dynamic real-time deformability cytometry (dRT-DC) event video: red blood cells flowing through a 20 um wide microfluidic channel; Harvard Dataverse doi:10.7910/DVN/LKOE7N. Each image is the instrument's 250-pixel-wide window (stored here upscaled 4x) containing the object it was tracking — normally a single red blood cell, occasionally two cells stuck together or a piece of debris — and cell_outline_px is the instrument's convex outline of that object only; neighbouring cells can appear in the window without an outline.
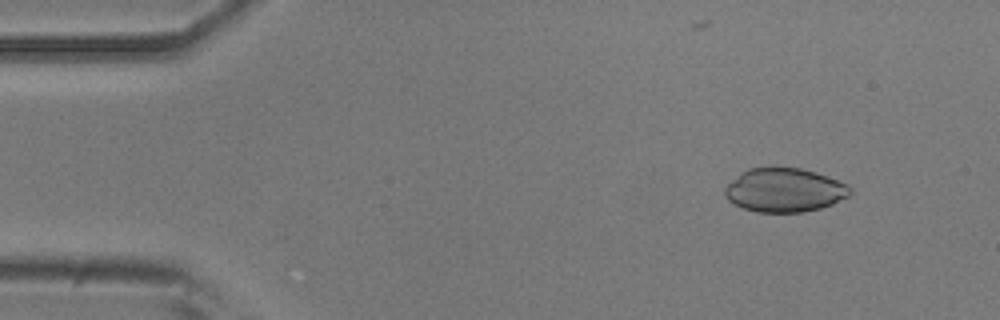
{"species": "common noctule bat (a hibernating species)", "species_latin": "Nyctalus noctula", "temperature_condition": "room temperature", "stored_images_in_passage": 51, "camera_frame_rate_fps": 3000, "um_per_image_px": 0.085, "animal": {"sex": "male", "body_mass_g": 20.5, "forearm_length_mm": 52.5}, "frame": {"image": 1, "passage_image": 5, "time_ms": 1.333, "image_size_px": [1000, 320], "cell_outline_px": [[852, 192], [848, 196], [832, 204], [820, 208], [804, 212], [756, 212], [744, 208], [728, 200], [724, 196], [724, 188], [740, 172], [748, 168], [772, 164], [776, 164], [800, 168], [816, 172], [848, 184], [852, 188]], "centroid_in_image_um": [66.66, 16.11], "position_along_channel_um": 18.3, "area_um2": 32.77}}
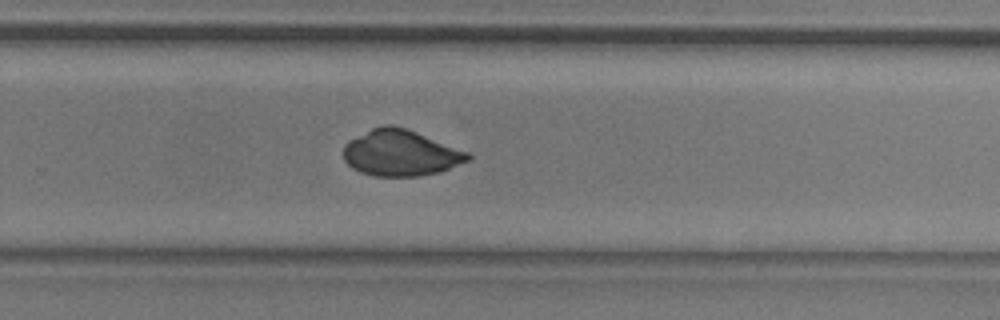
{"frame": {"image": 2, "passage_image": 33, "time_ms": 10.667, "image_size_px": [1000, 320], "cell_outline_px": [[472, 160], [440, 172], [416, 176], [376, 176], [360, 172], [352, 168], [344, 160], [344, 144], [348, 140], [372, 128], [384, 124], [392, 124], [416, 132], [468, 152], [472, 156]], "centroid_in_image_um": [34.05, 13.0], "position_along_channel_um": 295.8, "area_um2": 33.41}}
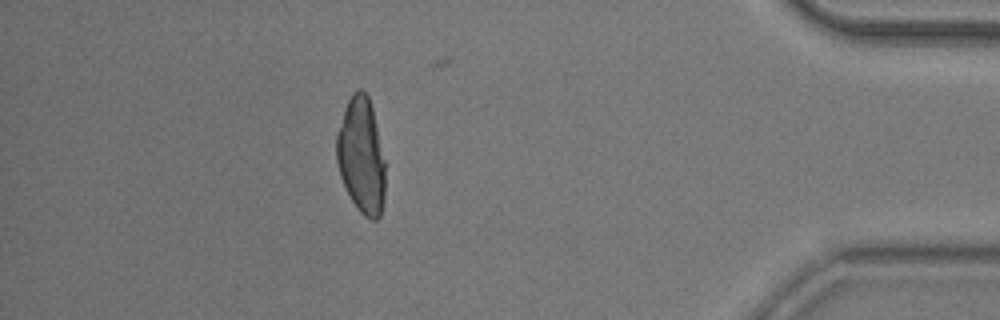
{"frame": {"image": 3, "passage_image": 45, "time_ms": 14.667, "image_size_px": [1000, 320], "cell_outline_px": [[384, 204], [380, 216], [376, 220], [372, 220], [364, 216], [360, 212], [352, 200], [340, 176], [336, 160], [336, 136], [344, 108], [352, 92], [360, 88], [368, 96], [372, 108], [384, 160]], "centroid_in_image_um": [30.7, 13.24], "position_along_channel_um": 404.5, "area_um2": 32.66}}